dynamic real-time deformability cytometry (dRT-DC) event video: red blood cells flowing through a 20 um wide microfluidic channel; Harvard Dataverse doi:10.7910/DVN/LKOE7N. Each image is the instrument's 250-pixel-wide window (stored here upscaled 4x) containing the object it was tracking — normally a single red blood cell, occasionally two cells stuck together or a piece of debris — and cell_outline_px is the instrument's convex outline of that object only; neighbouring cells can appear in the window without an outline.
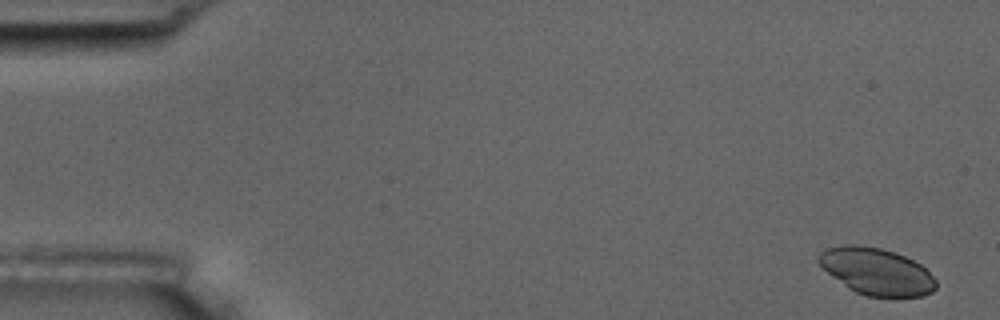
{"species": "common noctule bat (a hibernating species)", "species_latin": "Nyctalus noctula", "temperature_condition": "room temperature", "stored_images_in_passage": 11, "camera_frame_rate_fps": 3000, "um_per_image_px": 0.085, "animal": {"sex": "male", "body_mass_g": 17.5, "forearm_length_mm": 52.3}, "frame": {"image": 1, "passage_image": 1, "time_ms": 0.0, "image_size_px": [1000, 320], "cell_outline_px": [[936, 288], [932, 292], [924, 296], [868, 296], [856, 292], [848, 288], [828, 272], [816, 260], [816, 256], [820, 252], [828, 248], [844, 244], [856, 244], [880, 248], [896, 252], [920, 264], [936, 280]], "centroid_in_image_um": [74.49, 23.06], "position_along_channel_um": 10.5, "area_um2": 31.79}}